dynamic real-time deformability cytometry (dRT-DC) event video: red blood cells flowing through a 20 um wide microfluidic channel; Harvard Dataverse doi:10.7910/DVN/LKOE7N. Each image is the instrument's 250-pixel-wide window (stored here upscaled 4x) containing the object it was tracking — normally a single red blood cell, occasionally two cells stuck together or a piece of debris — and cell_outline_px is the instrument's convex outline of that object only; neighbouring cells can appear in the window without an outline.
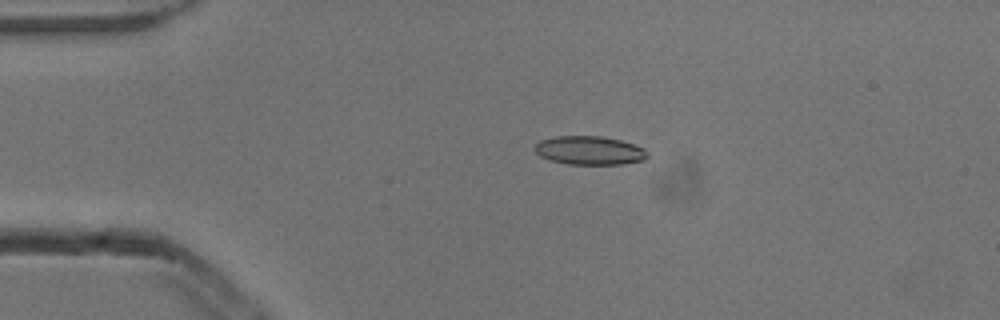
{"species": "common noctule bat (a hibernating species)", "species_latin": "Nyctalus noctula", "temperature_condition": "cold", "stored_images_in_passage": 5, "camera_frame_rate_fps": 3000, "um_per_image_px": 0.085, "animal": {"sex": "male", "body_mass_g": 13.3}, "frame": {"image": 1, "passage_image": 3, "time_ms": 0.667, "image_size_px": [1000, 320], "cell_outline_px": [[648, 156], [644, 160], [624, 164], [568, 164], [548, 160], [540, 156], [532, 148], [540, 140], [556, 136], [600, 136], [620, 140], [644, 148], [648, 152]], "centroid_in_image_um": [50.09, 12.79], "position_along_channel_um": 34.9, "area_um2": 18.9}}